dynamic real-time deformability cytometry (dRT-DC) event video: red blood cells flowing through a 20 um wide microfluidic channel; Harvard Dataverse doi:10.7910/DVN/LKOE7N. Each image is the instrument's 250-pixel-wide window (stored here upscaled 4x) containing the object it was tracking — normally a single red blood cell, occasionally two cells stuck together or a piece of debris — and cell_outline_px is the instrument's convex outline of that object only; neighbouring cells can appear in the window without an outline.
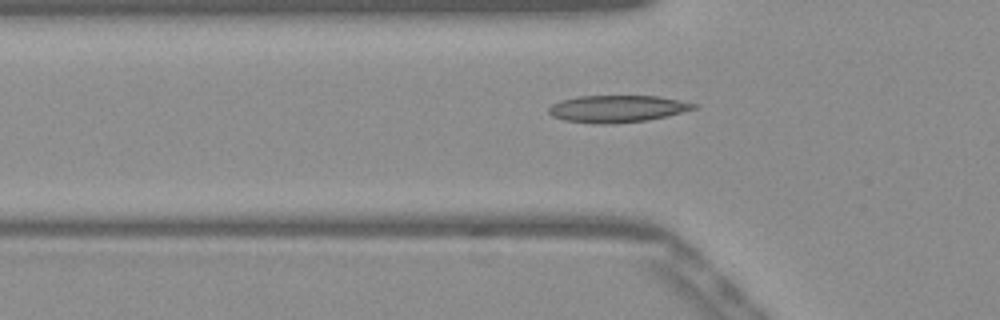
{"species": "Egyptian fruit bat (a non-hibernating species)", "species_latin": "Rousettus aegyptiacus", "temperature_condition": "warm", "stored_images_in_passage": 42, "camera_frame_rate_fps": 3000, "um_per_image_px": 0.085, "frame": {"image": 1, "passage_image": 12, "time_ms": 3.667, "image_size_px": [1000, 320], "cell_outline_px": [[700, 108], [668, 116], [648, 120], [612, 124], [596, 124], [564, 120], [552, 116], [548, 112], [548, 108], [552, 104], [560, 100], [580, 96], [660, 96], [696, 104]], "centroid_in_image_um": [52.48, 9.25], "position_along_channel_um": 73.3, "area_um2": 23.06}}
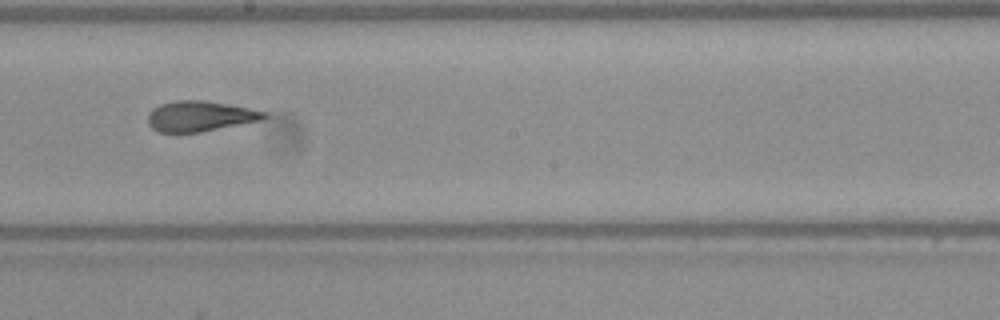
{"frame": {"image": 2, "passage_image": 24, "time_ms": 7.667, "image_size_px": [1000, 320], "cell_outline_px": [[268, 116], [264, 120], [200, 132], [160, 132], [152, 128], [148, 124], [148, 116], [152, 108], [160, 104], [176, 100], [204, 100], [248, 108], [268, 112]], "centroid_in_image_um": [17.02, 9.87], "position_along_channel_um": 231.2, "area_um2": 20.63}}
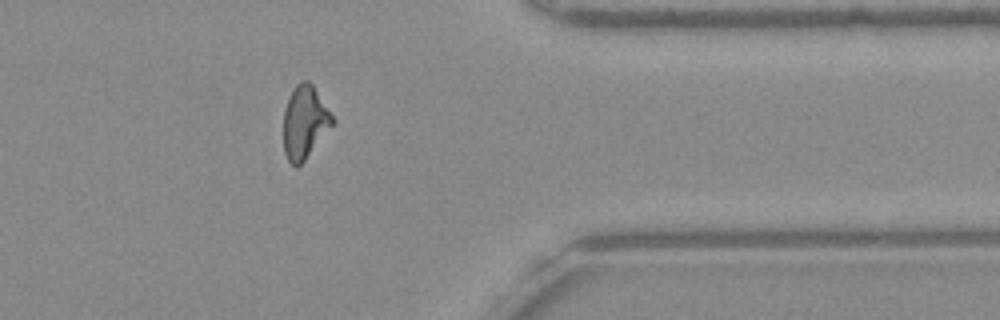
{"frame": {"image": 3, "passage_image": 37, "time_ms": 12.0, "image_size_px": [1000, 320], "cell_outline_px": [[336, 120], [304, 160], [296, 168], [288, 160], [284, 152], [284, 112], [292, 88], [300, 80], [308, 80], [312, 84]], "centroid_in_image_um": [25.89, 10.36], "position_along_channel_um": 385.5, "area_um2": 20.52}}